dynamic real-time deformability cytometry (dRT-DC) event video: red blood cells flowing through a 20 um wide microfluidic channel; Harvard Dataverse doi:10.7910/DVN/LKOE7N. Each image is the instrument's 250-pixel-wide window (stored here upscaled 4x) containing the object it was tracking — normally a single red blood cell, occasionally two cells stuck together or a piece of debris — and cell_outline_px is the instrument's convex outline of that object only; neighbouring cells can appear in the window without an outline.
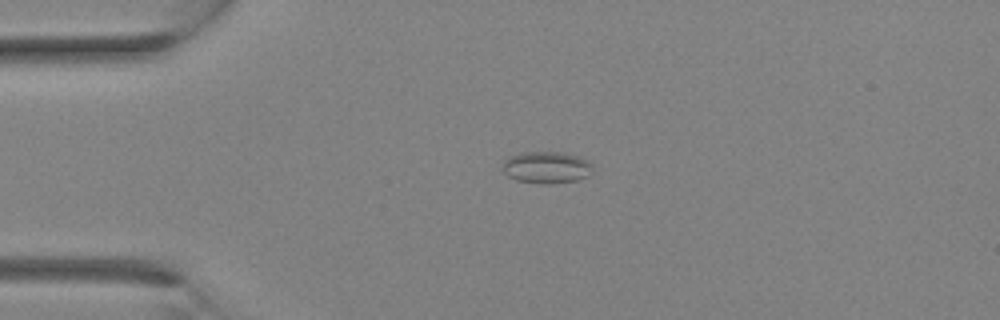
{"species": "Egyptian fruit bat (a non-hibernating species)", "species_latin": "Rousettus aegyptiacus", "temperature_condition": "room temperature", "stored_images_in_passage": 4, "camera_frame_rate_fps": 3000, "um_per_image_px": 0.085, "animal": {"sex": "female"}, "frame": {"image": 1, "passage_image": 4, "time_ms": 3.333, "image_size_px": [1000, 320], "cell_outline_px": [[592, 172], [588, 176], [576, 180], [552, 184], [540, 184], [516, 180], [508, 176], [500, 168], [504, 160], [508, 156], [520, 152], [564, 152], [588, 160], [592, 164]], "centroid_in_image_um": [46.42, 14.23], "position_along_channel_um": 38.6, "area_um2": 17.05}}